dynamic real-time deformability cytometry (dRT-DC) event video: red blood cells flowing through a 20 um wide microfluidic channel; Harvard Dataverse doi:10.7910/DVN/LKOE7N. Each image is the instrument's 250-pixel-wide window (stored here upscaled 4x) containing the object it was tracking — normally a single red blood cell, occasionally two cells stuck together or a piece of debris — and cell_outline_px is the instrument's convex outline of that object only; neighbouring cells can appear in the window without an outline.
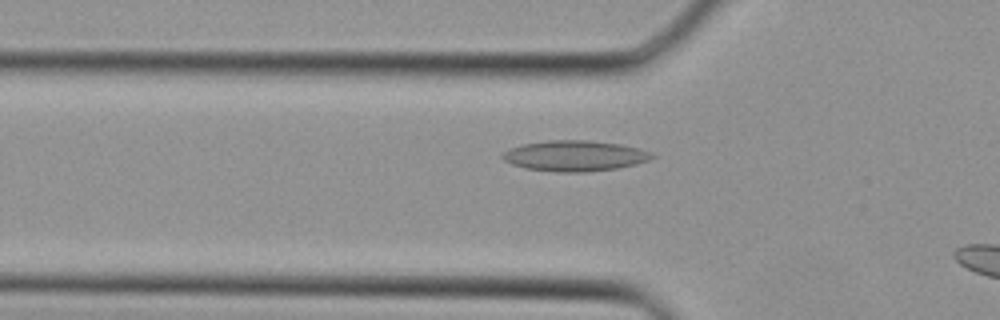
{"species": "Egyptian fruit bat (a non-hibernating species)", "species_latin": "Rousettus aegyptiacus", "temperature_condition": "cold", "stored_images_in_passage": 23, "camera_frame_rate_fps": 3000, "um_per_image_px": 0.085, "animal": {"sex": "female"}, "frame": {"image": 1, "passage_image": 3, "time_ms": 0.667, "image_size_px": [1000, 320], "cell_outline_px": [[656, 156], [648, 160], [636, 164], [620, 168], [584, 172], [560, 172], [524, 168], [512, 164], [504, 160], [500, 156], [504, 152], [512, 148], [524, 144], [548, 140], [588, 140], [620, 144], [640, 148], [652, 152]], "centroid_in_image_um": [48.9, 13.24], "position_along_channel_um": 76.9, "area_um2": 26.7}}
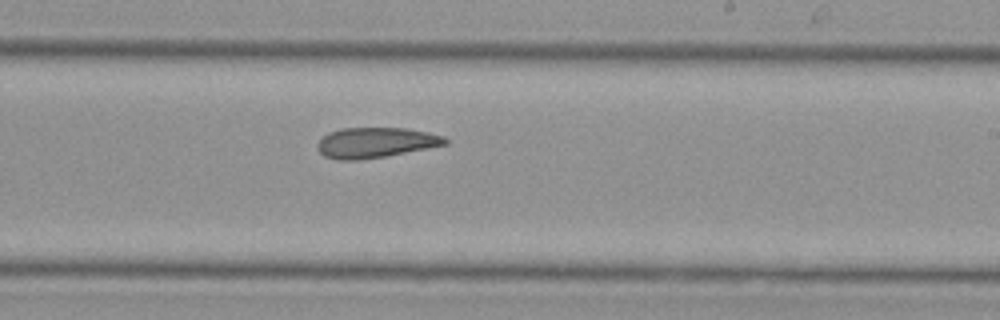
{"frame": {"image": 2, "passage_image": 13, "time_ms": 4.0, "image_size_px": [1000, 320], "cell_outline_px": [[448, 144], [428, 148], [384, 156], [360, 160], [336, 160], [324, 156], [316, 148], [316, 144], [328, 132], [340, 128], [404, 128], [428, 132], [444, 136], [448, 140]], "centroid_in_image_um": [31.9, 12.12], "position_along_channel_um": 257.1, "area_um2": 22.6}}
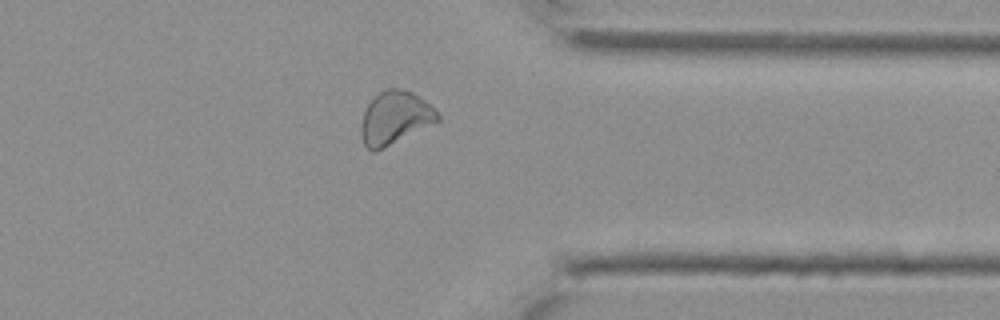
{"frame": {"image": 3, "passage_image": 20, "time_ms": 6.333, "image_size_px": [1000, 320], "cell_outline_px": [[440, 120], [376, 152], [372, 152], [364, 144], [360, 132], [360, 124], [364, 112], [368, 104], [380, 92], [388, 88], [404, 88], [412, 92], [424, 100], [440, 116]], "centroid_in_image_um": [33.54, 10.02], "position_along_channel_um": 377.9, "area_um2": 23.41}}